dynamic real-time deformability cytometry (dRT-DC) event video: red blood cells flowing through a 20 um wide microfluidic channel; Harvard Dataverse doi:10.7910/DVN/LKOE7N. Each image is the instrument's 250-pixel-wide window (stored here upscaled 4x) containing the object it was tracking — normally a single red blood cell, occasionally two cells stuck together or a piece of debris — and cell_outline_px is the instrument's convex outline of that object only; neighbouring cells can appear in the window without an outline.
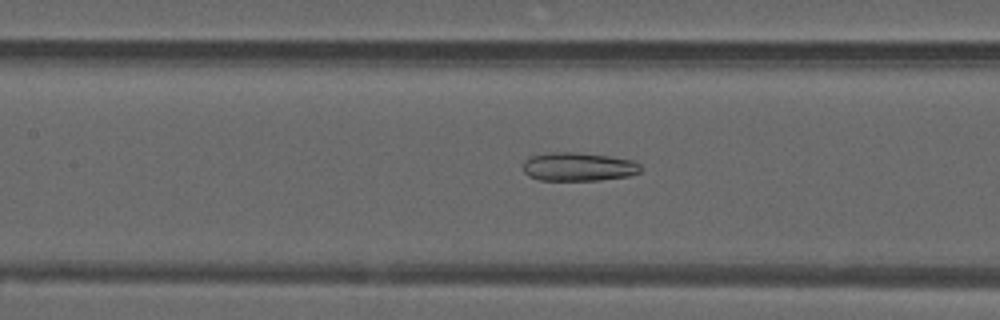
{"species": "common noctule bat (a hibernating species)", "species_latin": "Nyctalus noctula", "temperature_condition": "warm", "stored_images_in_passage": 50, "camera_frame_rate_fps": 3000, "um_per_image_px": 0.085, "animal": {"sex": "male", "forearm_length_mm": 52.5}, "frame": {"image": 1, "passage_image": 22, "time_ms": 7.0, "image_size_px": [1000, 320], "cell_outline_px": [[644, 168], [640, 172], [628, 176], [600, 180], [540, 180], [528, 176], [524, 172], [524, 160], [528, 156], [548, 152], [576, 152], [608, 156], [632, 160], [640, 164]], "centroid_in_image_um": [49.16, 14.17], "position_along_channel_um": 158.2, "area_um2": 19.77}}
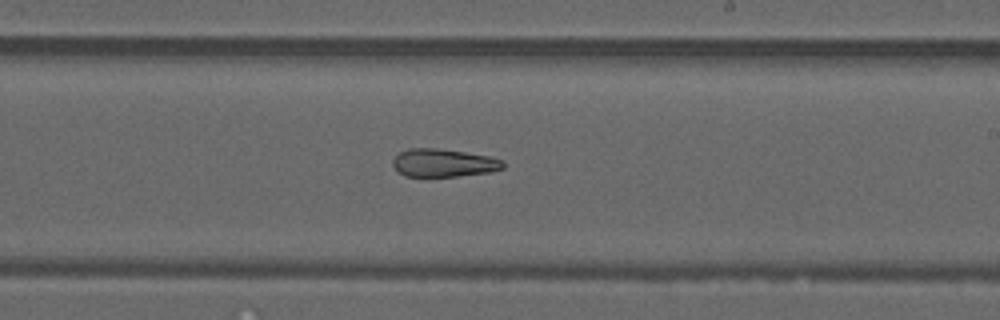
{"frame": {"image": 2, "passage_image": 29, "time_ms": 9.333, "image_size_px": [1000, 320], "cell_outline_px": [[504, 168], [492, 172], [456, 176], [404, 176], [396, 172], [392, 164], [392, 160], [400, 152], [408, 148], [436, 148], [464, 152], [488, 156], [504, 160]], "centroid_in_image_um": [37.68, 13.85], "position_along_channel_um": 251.3, "area_um2": 18.09}}
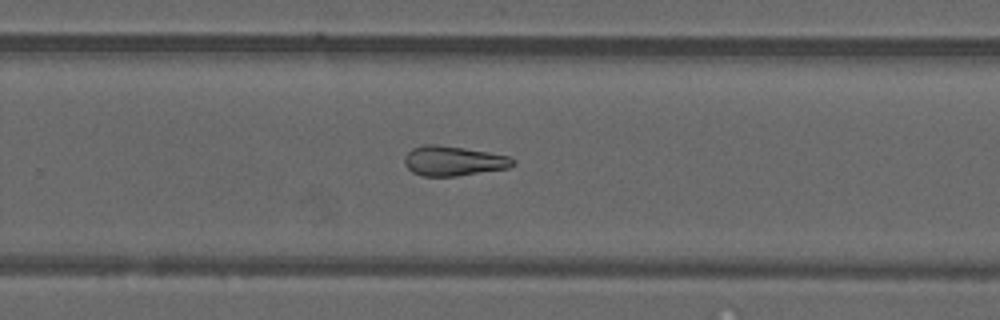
{"frame": {"image": 3, "passage_image": 32, "time_ms": 10.333, "image_size_px": [1000, 320], "cell_outline_px": [[516, 164], [508, 168], [456, 176], [424, 176], [412, 172], [404, 164], [404, 156], [412, 148], [424, 144], [436, 144], [464, 148], [512, 156], [516, 160]], "centroid_in_image_um": [38.56, 13.67], "position_along_channel_um": 291.2, "area_um2": 18.96}, "authors_computed_cell_mechanics": {"area_um2": 21.097, "velocity_mm_per_s": 4.0098, "shape_relaxation_time_tau1_ms": null, "shape_relaxation_time_tau2_ms": 5.5578, "deformation_change_tau1": null, "deformation_change_tau2": 0.1568}}